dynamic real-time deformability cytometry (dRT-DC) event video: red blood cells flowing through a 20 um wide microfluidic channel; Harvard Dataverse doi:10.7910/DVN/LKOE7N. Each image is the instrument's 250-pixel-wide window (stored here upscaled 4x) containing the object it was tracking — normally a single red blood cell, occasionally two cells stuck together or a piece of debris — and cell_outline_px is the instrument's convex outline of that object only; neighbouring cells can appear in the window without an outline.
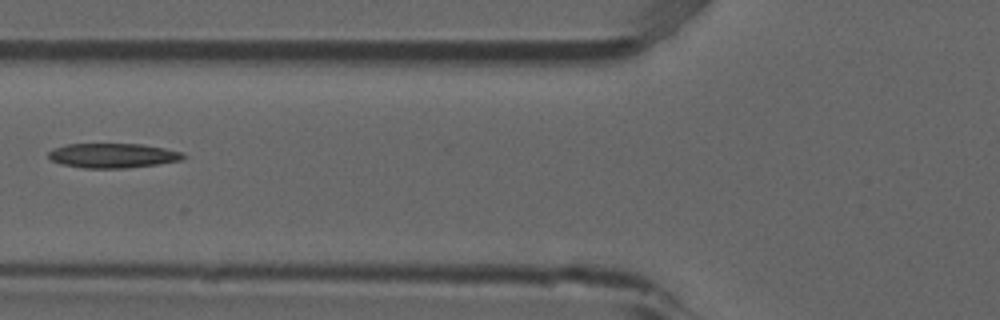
{"species": "common noctule bat (a hibernating species)", "species_latin": "Nyctalus noctula", "temperature_condition": "room temperature", "stored_images_in_passage": 6, "camera_frame_rate_fps": 3000, "um_per_image_px": 0.085, "animal": {"sex": "male", "forearm_length_mm": 52.5}, "frame": {"image": 1, "passage_image": 5, "time_ms": 1.333, "image_size_px": [1000, 320], "cell_outline_px": [[184, 156], [180, 160], [156, 164], [128, 168], [84, 168], [60, 164], [52, 160], [48, 156], [48, 152], [52, 148], [68, 144], [144, 144], [184, 152]], "centroid_in_image_um": [9.56, 13.22], "position_along_channel_um": 116.2, "area_um2": 19.31}}
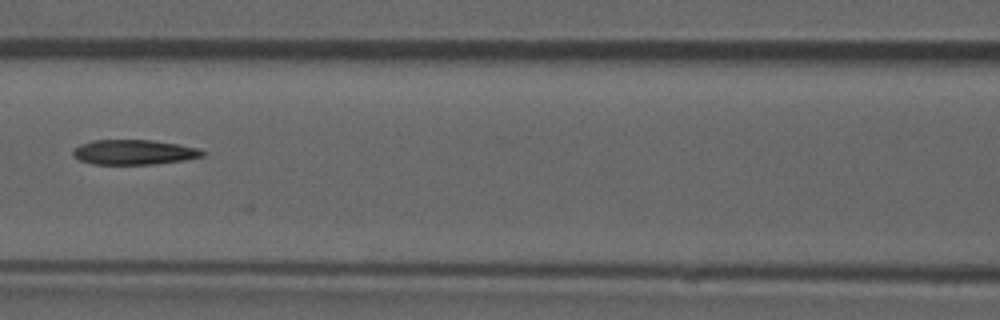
{"frame": {"image": 2, "passage_image": 6, "time_ms": 1.667, "image_size_px": [1000, 320], "cell_outline_px": [[204, 156], [184, 160], [156, 164], [92, 164], [80, 160], [72, 156], [72, 152], [80, 144], [92, 140], [152, 140], [176, 144], [196, 148], [204, 152]], "centroid_in_image_um": [11.35, 12.94], "position_along_channel_um": 155.3, "area_um2": 18.67}}